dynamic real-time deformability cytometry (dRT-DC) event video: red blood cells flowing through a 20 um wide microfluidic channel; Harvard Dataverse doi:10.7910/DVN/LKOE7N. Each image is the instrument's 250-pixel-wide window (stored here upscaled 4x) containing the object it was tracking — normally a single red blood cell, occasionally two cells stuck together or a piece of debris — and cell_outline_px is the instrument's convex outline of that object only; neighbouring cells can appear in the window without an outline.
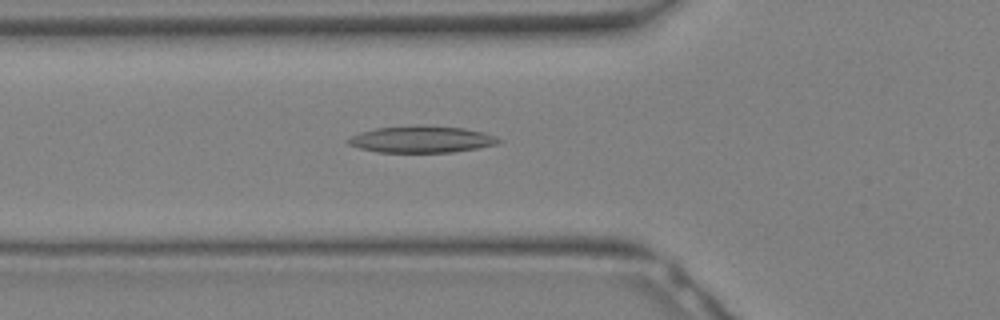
{"species": "Egyptian fruit bat (a non-hibernating species)", "species_latin": "Rousettus aegyptiacus", "temperature_condition": "warm", "stored_images_in_passage": 18, "camera_frame_rate_fps": 3000, "um_per_image_px": 0.085, "animal": {"sex": "female"}, "frame": {"image": 1, "passage_image": 8, "time_ms": 2.333, "image_size_px": [1000, 320], "cell_outline_px": [[504, 140], [500, 144], [452, 152], [376, 152], [360, 148], [348, 144], [344, 140], [360, 132], [376, 128], [412, 124], [424, 124], [464, 128], [484, 132], [496, 136]], "centroid_in_image_um": [35.85, 11.82], "position_along_channel_um": 89.9, "area_um2": 23.93}}
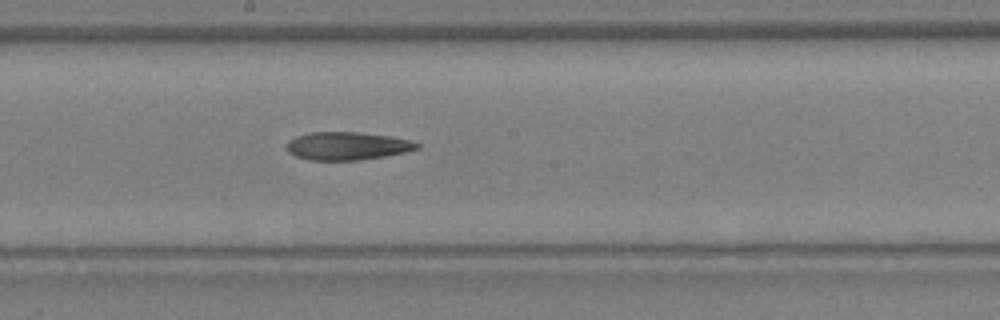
{"frame": {"image": 2, "passage_image": 14, "time_ms": 4.333, "image_size_px": [1000, 320], "cell_outline_px": [[420, 148], [404, 152], [384, 156], [360, 160], [308, 160], [296, 156], [288, 152], [284, 148], [288, 140], [296, 136], [312, 132], [356, 132], [388, 136], [408, 140], [420, 144]], "centroid_in_image_um": [29.45, 12.41], "position_along_channel_um": 218.8, "area_um2": 21.21}}
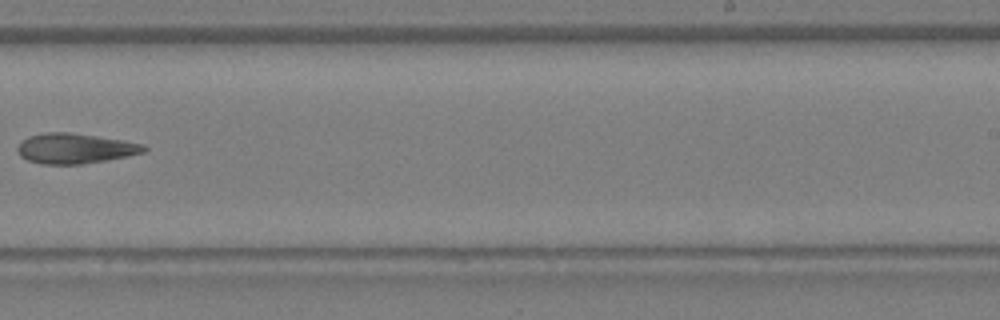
{"frame": {"image": 3, "passage_image": 17, "time_ms": 5.333, "image_size_px": [1000, 320], "cell_outline_px": [[148, 148], [144, 152], [104, 160], [80, 164], [44, 164], [28, 160], [20, 156], [16, 152], [16, 148], [28, 136], [44, 132], [72, 132], [124, 140], [144, 144]], "centroid_in_image_um": [6.35, 12.6], "position_along_channel_um": 282.6, "area_um2": 22.14}}